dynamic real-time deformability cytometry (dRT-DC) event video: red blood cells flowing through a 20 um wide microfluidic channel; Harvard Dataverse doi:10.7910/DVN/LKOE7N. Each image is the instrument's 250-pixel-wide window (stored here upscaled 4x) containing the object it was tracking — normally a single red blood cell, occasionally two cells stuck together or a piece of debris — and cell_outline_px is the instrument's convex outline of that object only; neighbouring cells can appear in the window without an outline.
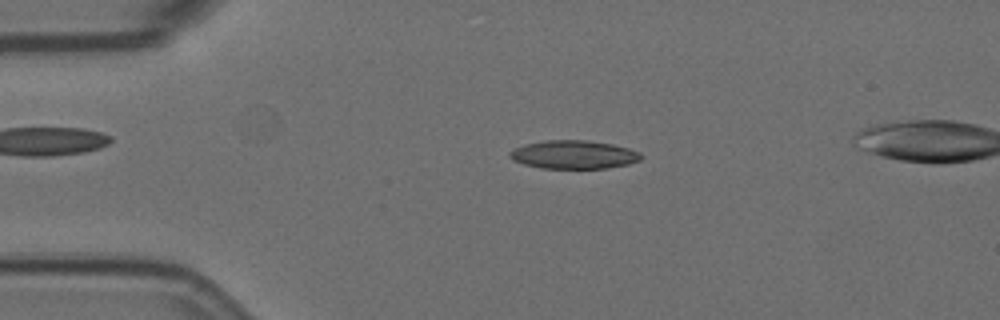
{"species": "Egyptian fruit bat (a non-hibernating species)", "species_latin": "Rousettus aegyptiacus", "temperature_condition": "room temperature", "stored_images_in_passage": 6, "camera_frame_rate_fps": 3000, "um_per_image_px": 0.085, "animal": {"sex": "female"}, "frame": {"image": 1, "passage_image": 4, "time_ms": 1.0, "image_size_px": [1000, 320], "cell_outline_px": [[640, 160], [628, 164], [608, 168], [540, 168], [524, 164], [512, 160], [508, 156], [508, 152], [524, 144], [548, 140], [588, 140], [612, 144], [628, 148], [640, 152]], "centroid_in_image_um": [48.74, 13.14], "position_along_channel_um": 36.3, "area_um2": 21.68}}